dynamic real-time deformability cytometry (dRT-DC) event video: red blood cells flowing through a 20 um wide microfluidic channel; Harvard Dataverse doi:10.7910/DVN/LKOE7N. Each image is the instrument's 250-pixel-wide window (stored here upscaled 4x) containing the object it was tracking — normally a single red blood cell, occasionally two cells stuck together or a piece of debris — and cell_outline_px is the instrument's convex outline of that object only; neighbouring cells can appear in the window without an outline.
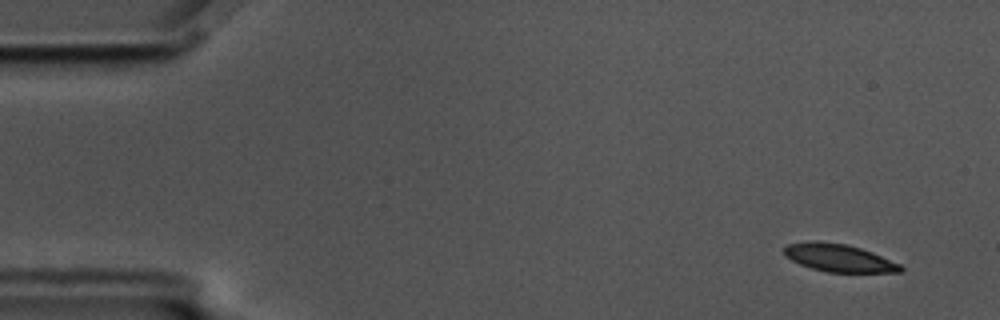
{"species": "common noctule bat (a hibernating species)", "species_latin": "Nyctalus noctula", "temperature_condition": "cold", "stored_images_in_passage": 55, "camera_frame_rate_fps": 3000, "um_per_image_px": 0.085, "animal": {"sex": "male", "body_mass_g": 17.5, "forearm_length_mm": 52.3}, "frame": {"image": 1, "passage_image": 4, "time_ms": 1.0, "image_size_px": [1000, 320], "cell_outline_px": [[904, 268], [900, 272], [828, 272], [812, 268], [800, 264], [784, 256], [784, 248], [788, 244], [816, 240], [844, 244], [860, 248], [872, 252], [900, 264]], "centroid_in_image_um": [71.29, 21.92], "position_along_channel_um": 13.7, "area_um2": 18.61}}
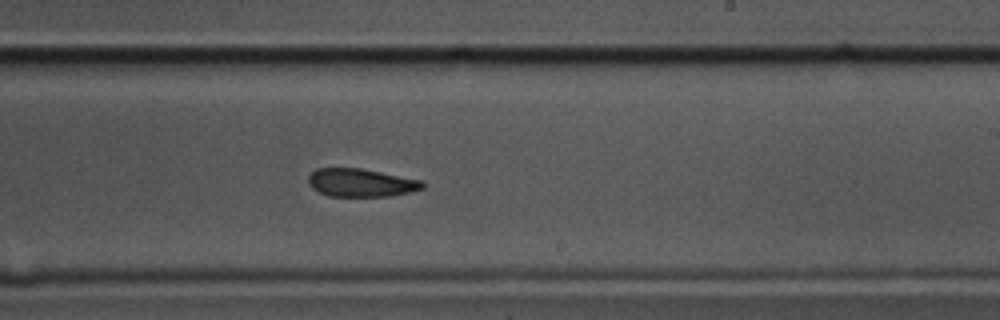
{"frame": {"image": 2, "passage_image": 35, "time_ms": 11.333, "image_size_px": [1000, 320], "cell_outline_px": [[428, 184], [424, 188], [412, 192], [392, 196], [328, 196], [312, 188], [308, 184], [308, 176], [316, 168], [360, 168], [424, 180]], "centroid_in_image_um": [30.74, 15.53], "position_along_channel_um": 258.3, "area_um2": 19.02}}
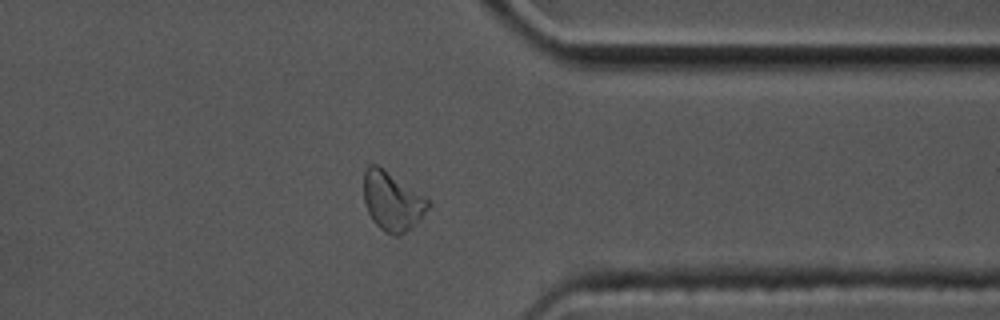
{"frame": {"image": 3, "passage_image": 46, "time_ms": 15.0, "image_size_px": [1000, 320], "cell_outline_px": [[432, 204], [412, 228], [396, 236], [384, 232], [372, 220], [364, 204], [364, 172], [368, 164], [376, 164], [432, 200]], "centroid_in_image_um": [33.35, 17.1], "position_along_channel_um": 378.0, "area_um2": 22.2}}